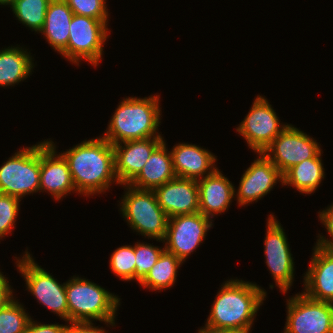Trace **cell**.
Instances as JSON below:
<instances>
[{
	"label": "cell",
	"instance_id": "1",
	"mask_svg": "<svg viewBox=\"0 0 333 333\" xmlns=\"http://www.w3.org/2000/svg\"><path fill=\"white\" fill-rule=\"evenodd\" d=\"M61 154L68 162L79 195L101 194L111 187L112 182L119 184L113 145L105 138L85 140Z\"/></svg>",
	"mask_w": 333,
	"mask_h": 333
},
{
	"label": "cell",
	"instance_id": "2",
	"mask_svg": "<svg viewBox=\"0 0 333 333\" xmlns=\"http://www.w3.org/2000/svg\"><path fill=\"white\" fill-rule=\"evenodd\" d=\"M216 295L205 326L249 333L266 292L249 281L229 279Z\"/></svg>",
	"mask_w": 333,
	"mask_h": 333
},
{
	"label": "cell",
	"instance_id": "3",
	"mask_svg": "<svg viewBox=\"0 0 333 333\" xmlns=\"http://www.w3.org/2000/svg\"><path fill=\"white\" fill-rule=\"evenodd\" d=\"M159 98V95L124 98L102 137L112 145L128 140L162 137L157 132L162 115Z\"/></svg>",
	"mask_w": 333,
	"mask_h": 333
},
{
	"label": "cell",
	"instance_id": "4",
	"mask_svg": "<svg viewBox=\"0 0 333 333\" xmlns=\"http://www.w3.org/2000/svg\"><path fill=\"white\" fill-rule=\"evenodd\" d=\"M66 299L69 322L98 320L115 326L120 298L96 283L73 276L66 282Z\"/></svg>",
	"mask_w": 333,
	"mask_h": 333
},
{
	"label": "cell",
	"instance_id": "5",
	"mask_svg": "<svg viewBox=\"0 0 333 333\" xmlns=\"http://www.w3.org/2000/svg\"><path fill=\"white\" fill-rule=\"evenodd\" d=\"M127 190L120 203V212L132 228L148 239L163 241L168 216L158 204L154 190H141L124 184Z\"/></svg>",
	"mask_w": 333,
	"mask_h": 333
},
{
	"label": "cell",
	"instance_id": "6",
	"mask_svg": "<svg viewBox=\"0 0 333 333\" xmlns=\"http://www.w3.org/2000/svg\"><path fill=\"white\" fill-rule=\"evenodd\" d=\"M107 22L74 14L67 47L60 54L78 66L83 59L96 67L102 59L103 45L110 33Z\"/></svg>",
	"mask_w": 333,
	"mask_h": 333
},
{
	"label": "cell",
	"instance_id": "7",
	"mask_svg": "<svg viewBox=\"0 0 333 333\" xmlns=\"http://www.w3.org/2000/svg\"><path fill=\"white\" fill-rule=\"evenodd\" d=\"M40 190V142L17 151L0 166V193L23 198Z\"/></svg>",
	"mask_w": 333,
	"mask_h": 333
},
{
	"label": "cell",
	"instance_id": "8",
	"mask_svg": "<svg viewBox=\"0 0 333 333\" xmlns=\"http://www.w3.org/2000/svg\"><path fill=\"white\" fill-rule=\"evenodd\" d=\"M18 271L26 281V287L44 307L63 320L69 321L66 299V283L60 284L49 272L41 268L28 251L17 259Z\"/></svg>",
	"mask_w": 333,
	"mask_h": 333
},
{
	"label": "cell",
	"instance_id": "9",
	"mask_svg": "<svg viewBox=\"0 0 333 333\" xmlns=\"http://www.w3.org/2000/svg\"><path fill=\"white\" fill-rule=\"evenodd\" d=\"M286 302L285 333H333V303L311 299L303 292Z\"/></svg>",
	"mask_w": 333,
	"mask_h": 333
},
{
	"label": "cell",
	"instance_id": "10",
	"mask_svg": "<svg viewBox=\"0 0 333 333\" xmlns=\"http://www.w3.org/2000/svg\"><path fill=\"white\" fill-rule=\"evenodd\" d=\"M320 150L315 139L289 124L262 153L283 175L291 167L313 158Z\"/></svg>",
	"mask_w": 333,
	"mask_h": 333
},
{
	"label": "cell",
	"instance_id": "11",
	"mask_svg": "<svg viewBox=\"0 0 333 333\" xmlns=\"http://www.w3.org/2000/svg\"><path fill=\"white\" fill-rule=\"evenodd\" d=\"M210 218L201 212L176 215L168 218L165 250L173 253L182 262L202 243L212 227Z\"/></svg>",
	"mask_w": 333,
	"mask_h": 333
},
{
	"label": "cell",
	"instance_id": "12",
	"mask_svg": "<svg viewBox=\"0 0 333 333\" xmlns=\"http://www.w3.org/2000/svg\"><path fill=\"white\" fill-rule=\"evenodd\" d=\"M288 125H280L271 104L259 95L236 130L247 141L249 148L259 153L263 152Z\"/></svg>",
	"mask_w": 333,
	"mask_h": 333
},
{
	"label": "cell",
	"instance_id": "13",
	"mask_svg": "<svg viewBox=\"0 0 333 333\" xmlns=\"http://www.w3.org/2000/svg\"><path fill=\"white\" fill-rule=\"evenodd\" d=\"M268 216L264 240L265 263L270 269L275 285L286 293L293 286L294 261L283 227L273 214Z\"/></svg>",
	"mask_w": 333,
	"mask_h": 333
},
{
	"label": "cell",
	"instance_id": "14",
	"mask_svg": "<svg viewBox=\"0 0 333 333\" xmlns=\"http://www.w3.org/2000/svg\"><path fill=\"white\" fill-rule=\"evenodd\" d=\"M49 192L56 200L76 192L69 165L62 154H57L53 141L40 142V190Z\"/></svg>",
	"mask_w": 333,
	"mask_h": 333
},
{
	"label": "cell",
	"instance_id": "15",
	"mask_svg": "<svg viewBox=\"0 0 333 333\" xmlns=\"http://www.w3.org/2000/svg\"><path fill=\"white\" fill-rule=\"evenodd\" d=\"M258 155L243 173L237 192L235 189L239 206L257 202L271 191L277 181H283L279 169L262 152Z\"/></svg>",
	"mask_w": 333,
	"mask_h": 333
},
{
	"label": "cell",
	"instance_id": "16",
	"mask_svg": "<svg viewBox=\"0 0 333 333\" xmlns=\"http://www.w3.org/2000/svg\"><path fill=\"white\" fill-rule=\"evenodd\" d=\"M162 141L163 137H152L113 145L115 174L120 185L129 184L139 174L153 150Z\"/></svg>",
	"mask_w": 333,
	"mask_h": 333
},
{
	"label": "cell",
	"instance_id": "17",
	"mask_svg": "<svg viewBox=\"0 0 333 333\" xmlns=\"http://www.w3.org/2000/svg\"><path fill=\"white\" fill-rule=\"evenodd\" d=\"M154 192L168 218L199 212V190L195 179L175 177Z\"/></svg>",
	"mask_w": 333,
	"mask_h": 333
},
{
	"label": "cell",
	"instance_id": "18",
	"mask_svg": "<svg viewBox=\"0 0 333 333\" xmlns=\"http://www.w3.org/2000/svg\"><path fill=\"white\" fill-rule=\"evenodd\" d=\"M310 267L304 274V294L314 300L333 303V249L315 245Z\"/></svg>",
	"mask_w": 333,
	"mask_h": 333
},
{
	"label": "cell",
	"instance_id": "19",
	"mask_svg": "<svg viewBox=\"0 0 333 333\" xmlns=\"http://www.w3.org/2000/svg\"><path fill=\"white\" fill-rule=\"evenodd\" d=\"M170 153L176 177L198 180L217 169L216 156L195 144L179 143Z\"/></svg>",
	"mask_w": 333,
	"mask_h": 333
},
{
	"label": "cell",
	"instance_id": "20",
	"mask_svg": "<svg viewBox=\"0 0 333 333\" xmlns=\"http://www.w3.org/2000/svg\"><path fill=\"white\" fill-rule=\"evenodd\" d=\"M199 212L211 220L225 212L235 195V188L217 168L212 174L198 179Z\"/></svg>",
	"mask_w": 333,
	"mask_h": 333
},
{
	"label": "cell",
	"instance_id": "21",
	"mask_svg": "<svg viewBox=\"0 0 333 333\" xmlns=\"http://www.w3.org/2000/svg\"><path fill=\"white\" fill-rule=\"evenodd\" d=\"M175 177L171 153L163 140L153 150L142 170L129 185L141 190H155Z\"/></svg>",
	"mask_w": 333,
	"mask_h": 333
},
{
	"label": "cell",
	"instance_id": "22",
	"mask_svg": "<svg viewBox=\"0 0 333 333\" xmlns=\"http://www.w3.org/2000/svg\"><path fill=\"white\" fill-rule=\"evenodd\" d=\"M73 11L64 0H51L46 11L42 33L47 42L59 54L67 47L69 41L70 23Z\"/></svg>",
	"mask_w": 333,
	"mask_h": 333
},
{
	"label": "cell",
	"instance_id": "23",
	"mask_svg": "<svg viewBox=\"0 0 333 333\" xmlns=\"http://www.w3.org/2000/svg\"><path fill=\"white\" fill-rule=\"evenodd\" d=\"M22 47L0 50V86H15L31 74L34 63L32 56Z\"/></svg>",
	"mask_w": 333,
	"mask_h": 333
},
{
	"label": "cell",
	"instance_id": "24",
	"mask_svg": "<svg viewBox=\"0 0 333 333\" xmlns=\"http://www.w3.org/2000/svg\"><path fill=\"white\" fill-rule=\"evenodd\" d=\"M320 150L313 158L302 161L283 174L282 185L295 187L301 194H311L324 179V167Z\"/></svg>",
	"mask_w": 333,
	"mask_h": 333
},
{
	"label": "cell",
	"instance_id": "25",
	"mask_svg": "<svg viewBox=\"0 0 333 333\" xmlns=\"http://www.w3.org/2000/svg\"><path fill=\"white\" fill-rule=\"evenodd\" d=\"M183 262L173 253L164 250L145 278L139 283L149 290H165L175 284L177 269Z\"/></svg>",
	"mask_w": 333,
	"mask_h": 333
},
{
	"label": "cell",
	"instance_id": "26",
	"mask_svg": "<svg viewBox=\"0 0 333 333\" xmlns=\"http://www.w3.org/2000/svg\"><path fill=\"white\" fill-rule=\"evenodd\" d=\"M50 2L51 0H16L10 7L17 20L39 33L44 26Z\"/></svg>",
	"mask_w": 333,
	"mask_h": 333
},
{
	"label": "cell",
	"instance_id": "27",
	"mask_svg": "<svg viewBox=\"0 0 333 333\" xmlns=\"http://www.w3.org/2000/svg\"><path fill=\"white\" fill-rule=\"evenodd\" d=\"M30 320L23 305L12 299L0 309V333H24Z\"/></svg>",
	"mask_w": 333,
	"mask_h": 333
},
{
	"label": "cell",
	"instance_id": "28",
	"mask_svg": "<svg viewBox=\"0 0 333 333\" xmlns=\"http://www.w3.org/2000/svg\"><path fill=\"white\" fill-rule=\"evenodd\" d=\"M135 245H125L114 250L110 257L112 272L123 281L134 280Z\"/></svg>",
	"mask_w": 333,
	"mask_h": 333
},
{
	"label": "cell",
	"instance_id": "29",
	"mask_svg": "<svg viewBox=\"0 0 333 333\" xmlns=\"http://www.w3.org/2000/svg\"><path fill=\"white\" fill-rule=\"evenodd\" d=\"M156 247L151 244L138 243L135 244V272L134 280L140 283L153 265L157 262L165 248Z\"/></svg>",
	"mask_w": 333,
	"mask_h": 333
},
{
	"label": "cell",
	"instance_id": "30",
	"mask_svg": "<svg viewBox=\"0 0 333 333\" xmlns=\"http://www.w3.org/2000/svg\"><path fill=\"white\" fill-rule=\"evenodd\" d=\"M20 201L18 197L0 193V239L15 228Z\"/></svg>",
	"mask_w": 333,
	"mask_h": 333
},
{
	"label": "cell",
	"instance_id": "31",
	"mask_svg": "<svg viewBox=\"0 0 333 333\" xmlns=\"http://www.w3.org/2000/svg\"><path fill=\"white\" fill-rule=\"evenodd\" d=\"M73 14L91 17L98 20H108L106 0H64Z\"/></svg>",
	"mask_w": 333,
	"mask_h": 333
},
{
	"label": "cell",
	"instance_id": "32",
	"mask_svg": "<svg viewBox=\"0 0 333 333\" xmlns=\"http://www.w3.org/2000/svg\"><path fill=\"white\" fill-rule=\"evenodd\" d=\"M319 219L322 224L327 229L328 234L333 238V204L330 205L327 209L322 210L318 213ZM317 239L316 246L322 247L325 249H333V239L331 240L325 238L324 236L319 235Z\"/></svg>",
	"mask_w": 333,
	"mask_h": 333
},
{
	"label": "cell",
	"instance_id": "33",
	"mask_svg": "<svg viewBox=\"0 0 333 333\" xmlns=\"http://www.w3.org/2000/svg\"><path fill=\"white\" fill-rule=\"evenodd\" d=\"M66 326L63 324H38L31 318L24 333H65Z\"/></svg>",
	"mask_w": 333,
	"mask_h": 333
},
{
	"label": "cell",
	"instance_id": "34",
	"mask_svg": "<svg viewBox=\"0 0 333 333\" xmlns=\"http://www.w3.org/2000/svg\"><path fill=\"white\" fill-rule=\"evenodd\" d=\"M65 333H107L104 329L95 326L92 322H68Z\"/></svg>",
	"mask_w": 333,
	"mask_h": 333
},
{
	"label": "cell",
	"instance_id": "35",
	"mask_svg": "<svg viewBox=\"0 0 333 333\" xmlns=\"http://www.w3.org/2000/svg\"><path fill=\"white\" fill-rule=\"evenodd\" d=\"M8 278L0 272V309L4 308L13 297V289L9 285Z\"/></svg>",
	"mask_w": 333,
	"mask_h": 333
},
{
	"label": "cell",
	"instance_id": "36",
	"mask_svg": "<svg viewBox=\"0 0 333 333\" xmlns=\"http://www.w3.org/2000/svg\"><path fill=\"white\" fill-rule=\"evenodd\" d=\"M202 328L199 330L198 333H246V332H241V331L233 330V329H218V328H213V327H208V326H204Z\"/></svg>",
	"mask_w": 333,
	"mask_h": 333
},
{
	"label": "cell",
	"instance_id": "37",
	"mask_svg": "<svg viewBox=\"0 0 333 333\" xmlns=\"http://www.w3.org/2000/svg\"><path fill=\"white\" fill-rule=\"evenodd\" d=\"M16 0H0V5H12Z\"/></svg>",
	"mask_w": 333,
	"mask_h": 333
}]
</instances>
